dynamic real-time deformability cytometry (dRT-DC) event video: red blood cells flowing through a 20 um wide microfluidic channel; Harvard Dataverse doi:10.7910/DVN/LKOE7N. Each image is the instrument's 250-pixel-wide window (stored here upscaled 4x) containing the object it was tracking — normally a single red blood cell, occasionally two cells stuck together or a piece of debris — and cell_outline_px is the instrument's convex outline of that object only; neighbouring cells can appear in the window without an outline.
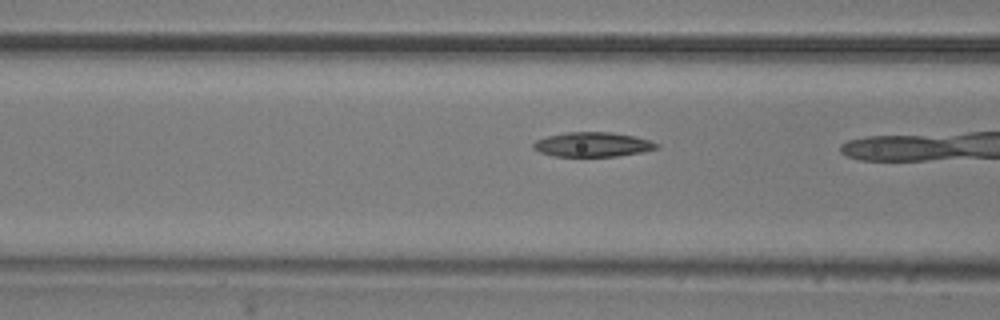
{"species": "common noctule bat (a hibernating species)", "species_latin": "Nyctalus noctula", "temperature_condition": "room temperature", "stored_images_in_passage": 19, "camera_frame_rate_fps": 3000, "um_per_image_px": 0.085, "animal": {"sex": "male", "body_mass_g": 20.5, "forearm_length_mm": 52.5}, "frame": {"image": 1, "passage_image": 14, "time_ms": 4.333, "image_size_px": [1000, 320], "cell_outline_px": [[660, 148], [644, 152], [616, 156], [552, 156], [540, 152], [532, 148], [532, 144], [536, 140], [548, 136], [568, 132], [612, 132], [636, 136], [660, 144]], "centroid_in_image_um": [50.41, 12.28], "position_along_channel_um": 116.2, "area_um2": 17.74}}